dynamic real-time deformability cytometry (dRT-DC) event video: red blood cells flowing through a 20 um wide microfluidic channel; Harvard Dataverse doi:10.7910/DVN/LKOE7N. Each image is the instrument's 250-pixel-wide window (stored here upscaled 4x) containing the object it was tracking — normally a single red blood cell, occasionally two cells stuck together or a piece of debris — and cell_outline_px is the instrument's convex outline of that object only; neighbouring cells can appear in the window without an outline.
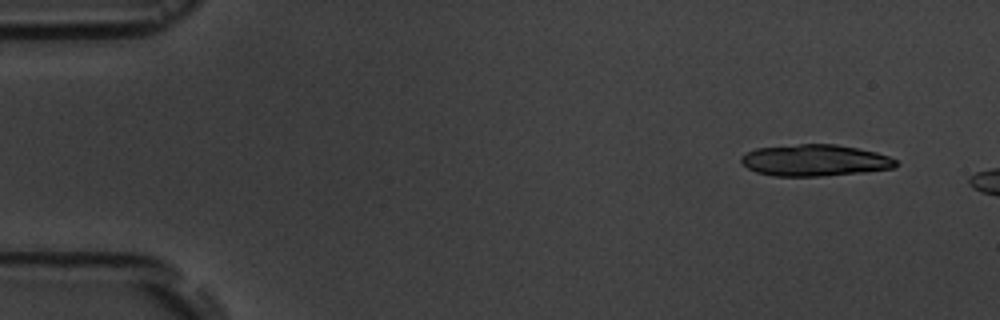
{"species": "common noctule bat (a hibernating species)", "species_latin": "Nyctalus noctula", "temperature_condition": "room temperature", "stored_images_in_passage": 3, "camera_frame_rate_fps": 3000, "um_per_image_px": 0.085, "animal": {"sex": "male", "body_mass_g": 19.5, "forearm_length_mm": 54.6}, "frame": {"image": 1, "passage_image": 1, "time_ms": 0.0, "image_size_px": [1000, 320], "cell_outline_px": [[896, 164], [892, 168], [864, 172], [820, 176], [772, 176], [756, 172], [748, 168], [740, 160], [740, 156], [756, 148], [800, 144], [836, 144], [876, 152], [888, 156], [896, 160]], "centroid_in_image_um": [69.23, 13.63], "position_along_channel_um": 15.8, "area_um2": 28.26}}